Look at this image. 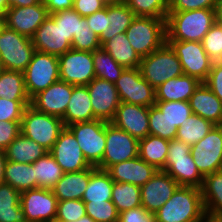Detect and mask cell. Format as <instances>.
Masks as SVG:
<instances>
[{"label": "cell", "instance_id": "6", "mask_svg": "<svg viewBox=\"0 0 222 222\" xmlns=\"http://www.w3.org/2000/svg\"><path fill=\"white\" fill-rule=\"evenodd\" d=\"M64 128L65 125L61 118L40 112L31 105L24 109L21 133L37 142L48 152Z\"/></svg>", "mask_w": 222, "mask_h": 222}, {"label": "cell", "instance_id": "50", "mask_svg": "<svg viewBox=\"0 0 222 222\" xmlns=\"http://www.w3.org/2000/svg\"><path fill=\"white\" fill-rule=\"evenodd\" d=\"M217 0H168V12L214 9Z\"/></svg>", "mask_w": 222, "mask_h": 222}, {"label": "cell", "instance_id": "47", "mask_svg": "<svg viewBox=\"0 0 222 222\" xmlns=\"http://www.w3.org/2000/svg\"><path fill=\"white\" fill-rule=\"evenodd\" d=\"M49 16L59 24L66 38L72 42L74 34H77L79 29V22L84 18L77 11L73 9H66L58 11Z\"/></svg>", "mask_w": 222, "mask_h": 222}, {"label": "cell", "instance_id": "3", "mask_svg": "<svg viewBox=\"0 0 222 222\" xmlns=\"http://www.w3.org/2000/svg\"><path fill=\"white\" fill-rule=\"evenodd\" d=\"M125 33L139 56H148L166 42V18L136 16Z\"/></svg>", "mask_w": 222, "mask_h": 222}, {"label": "cell", "instance_id": "49", "mask_svg": "<svg viewBox=\"0 0 222 222\" xmlns=\"http://www.w3.org/2000/svg\"><path fill=\"white\" fill-rule=\"evenodd\" d=\"M31 101H12L0 98V121H22L24 109Z\"/></svg>", "mask_w": 222, "mask_h": 222}, {"label": "cell", "instance_id": "60", "mask_svg": "<svg viewBox=\"0 0 222 222\" xmlns=\"http://www.w3.org/2000/svg\"><path fill=\"white\" fill-rule=\"evenodd\" d=\"M202 222H222V217H209L206 216Z\"/></svg>", "mask_w": 222, "mask_h": 222}, {"label": "cell", "instance_id": "39", "mask_svg": "<svg viewBox=\"0 0 222 222\" xmlns=\"http://www.w3.org/2000/svg\"><path fill=\"white\" fill-rule=\"evenodd\" d=\"M111 195L118 213L142 206L140 187L134 184L114 181Z\"/></svg>", "mask_w": 222, "mask_h": 222}, {"label": "cell", "instance_id": "62", "mask_svg": "<svg viewBox=\"0 0 222 222\" xmlns=\"http://www.w3.org/2000/svg\"><path fill=\"white\" fill-rule=\"evenodd\" d=\"M0 7L6 12L8 9V0H0Z\"/></svg>", "mask_w": 222, "mask_h": 222}, {"label": "cell", "instance_id": "63", "mask_svg": "<svg viewBox=\"0 0 222 222\" xmlns=\"http://www.w3.org/2000/svg\"><path fill=\"white\" fill-rule=\"evenodd\" d=\"M6 12L0 7V21H5Z\"/></svg>", "mask_w": 222, "mask_h": 222}, {"label": "cell", "instance_id": "26", "mask_svg": "<svg viewBox=\"0 0 222 222\" xmlns=\"http://www.w3.org/2000/svg\"><path fill=\"white\" fill-rule=\"evenodd\" d=\"M96 119L87 86H74L65 115L62 118L65 127L73 123L89 122Z\"/></svg>", "mask_w": 222, "mask_h": 222}, {"label": "cell", "instance_id": "27", "mask_svg": "<svg viewBox=\"0 0 222 222\" xmlns=\"http://www.w3.org/2000/svg\"><path fill=\"white\" fill-rule=\"evenodd\" d=\"M201 82L195 77L182 75L167 80L155 89L156 101H189Z\"/></svg>", "mask_w": 222, "mask_h": 222}, {"label": "cell", "instance_id": "7", "mask_svg": "<svg viewBox=\"0 0 222 222\" xmlns=\"http://www.w3.org/2000/svg\"><path fill=\"white\" fill-rule=\"evenodd\" d=\"M32 40L3 25L0 29V60L4 70L24 72L32 59Z\"/></svg>", "mask_w": 222, "mask_h": 222}, {"label": "cell", "instance_id": "13", "mask_svg": "<svg viewBox=\"0 0 222 222\" xmlns=\"http://www.w3.org/2000/svg\"><path fill=\"white\" fill-rule=\"evenodd\" d=\"M121 102L140 105H155V89L141 76L139 68H125L114 83Z\"/></svg>", "mask_w": 222, "mask_h": 222}, {"label": "cell", "instance_id": "45", "mask_svg": "<svg viewBox=\"0 0 222 222\" xmlns=\"http://www.w3.org/2000/svg\"><path fill=\"white\" fill-rule=\"evenodd\" d=\"M84 203L87 216L95 222H119V213L111 200Z\"/></svg>", "mask_w": 222, "mask_h": 222}, {"label": "cell", "instance_id": "9", "mask_svg": "<svg viewBox=\"0 0 222 222\" xmlns=\"http://www.w3.org/2000/svg\"><path fill=\"white\" fill-rule=\"evenodd\" d=\"M106 123L107 121L96 119L67 126L76 137L85 159L94 167L101 163L105 152Z\"/></svg>", "mask_w": 222, "mask_h": 222}, {"label": "cell", "instance_id": "38", "mask_svg": "<svg viewBox=\"0 0 222 222\" xmlns=\"http://www.w3.org/2000/svg\"><path fill=\"white\" fill-rule=\"evenodd\" d=\"M214 126L212 122L193 113L178 128L176 139L190 146L195 145L206 136Z\"/></svg>", "mask_w": 222, "mask_h": 222}, {"label": "cell", "instance_id": "54", "mask_svg": "<svg viewBox=\"0 0 222 222\" xmlns=\"http://www.w3.org/2000/svg\"><path fill=\"white\" fill-rule=\"evenodd\" d=\"M107 5L105 0H73V10L77 11L82 17L102 10Z\"/></svg>", "mask_w": 222, "mask_h": 222}, {"label": "cell", "instance_id": "43", "mask_svg": "<svg viewBox=\"0 0 222 222\" xmlns=\"http://www.w3.org/2000/svg\"><path fill=\"white\" fill-rule=\"evenodd\" d=\"M136 16L167 18L168 0H126Z\"/></svg>", "mask_w": 222, "mask_h": 222}, {"label": "cell", "instance_id": "35", "mask_svg": "<svg viewBox=\"0 0 222 222\" xmlns=\"http://www.w3.org/2000/svg\"><path fill=\"white\" fill-rule=\"evenodd\" d=\"M4 176V183L9 184L20 193L30 189H36L33 163H18L7 160Z\"/></svg>", "mask_w": 222, "mask_h": 222}, {"label": "cell", "instance_id": "51", "mask_svg": "<svg viewBox=\"0 0 222 222\" xmlns=\"http://www.w3.org/2000/svg\"><path fill=\"white\" fill-rule=\"evenodd\" d=\"M21 133V122L0 121V149L6 150L9 144Z\"/></svg>", "mask_w": 222, "mask_h": 222}, {"label": "cell", "instance_id": "17", "mask_svg": "<svg viewBox=\"0 0 222 222\" xmlns=\"http://www.w3.org/2000/svg\"><path fill=\"white\" fill-rule=\"evenodd\" d=\"M48 16L49 12L45 3L40 0L31 6L7 9L4 25L31 39Z\"/></svg>", "mask_w": 222, "mask_h": 222}, {"label": "cell", "instance_id": "30", "mask_svg": "<svg viewBox=\"0 0 222 222\" xmlns=\"http://www.w3.org/2000/svg\"><path fill=\"white\" fill-rule=\"evenodd\" d=\"M101 48L124 68H139L142 58L130 45L126 33L114 35Z\"/></svg>", "mask_w": 222, "mask_h": 222}, {"label": "cell", "instance_id": "65", "mask_svg": "<svg viewBox=\"0 0 222 222\" xmlns=\"http://www.w3.org/2000/svg\"><path fill=\"white\" fill-rule=\"evenodd\" d=\"M3 70H4V67H3L2 61L0 60V74Z\"/></svg>", "mask_w": 222, "mask_h": 222}, {"label": "cell", "instance_id": "36", "mask_svg": "<svg viewBox=\"0 0 222 222\" xmlns=\"http://www.w3.org/2000/svg\"><path fill=\"white\" fill-rule=\"evenodd\" d=\"M33 168L36 177V188L51 190L64 174L62 168L49 152L35 161Z\"/></svg>", "mask_w": 222, "mask_h": 222}, {"label": "cell", "instance_id": "25", "mask_svg": "<svg viewBox=\"0 0 222 222\" xmlns=\"http://www.w3.org/2000/svg\"><path fill=\"white\" fill-rule=\"evenodd\" d=\"M136 15L125 3H107L105 7V30L99 37L101 46L114 35L125 33Z\"/></svg>", "mask_w": 222, "mask_h": 222}, {"label": "cell", "instance_id": "10", "mask_svg": "<svg viewBox=\"0 0 222 222\" xmlns=\"http://www.w3.org/2000/svg\"><path fill=\"white\" fill-rule=\"evenodd\" d=\"M139 156V140L128 132L106 123V148L101 163L96 167L107 170L110 166Z\"/></svg>", "mask_w": 222, "mask_h": 222}, {"label": "cell", "instance_id": "57", "mask_svg": "<svg viewBox=\"0 0 222 222\" xmlns=\"http://www.w3.org/2000/svg\"><path fill=\"white\" fill-rule=\"evenodd\" d=\"M40 0H8V9L11 7H26L37 4Z\"/></svg>", "mask_w": 222, "mask_h": 222}, {"label": "cell", "instance_id": "53", "mask_svg": "<svg viewBox=\"0 0 222 222\" xmlns=\"http://www.w3.org/2000/svg\"><path fill=\"white\" fill-rule=\"evenodd\" d=\"M119 222H155V215L140 206L119 213Z\"/></svg>", "mask_w": 222, "mask_h": 222}, {"label": "cell", "instance_id": "31", "mask_svg": "<svg viewBox=\"0 0 222 222\" xmlns=\"http://www.w3.org/2000/svg\"><path fill=\"white\" fill-rule=\"evenodd\" d=\"M201 193L206 216L222 217V170L204 177Z\"/></svg>", "mask_w": 222, "mask_h": 222}, {"label": "cell", "instance_id": "18", "mask_svg": "<svg viewBox=\"0 0 222 222\" xmlns=\"http://www.w3.org/2000/svg\"><path fill=\"white\" fill-rule=\"evenodd\" d=\"M94 116L111 122L121 101L115 84L95 77L88 85Z\"/></svg>", "mask_w": 222, "mask_h": 222}, {"label": "cell", "instance_id": "48", "mask_svg": "<svg viewBox=\"0 0 222 222\" xmlns=\"http://www.w3.org/2000/svg\"><path fill=\"white\" fill-rule=\"evenodd\" d=\"M202 45L210 60L222 62V25L215 22L202 40Z\"/></svg>", "mask_w": 222, "mask_h": 222}, {"label": "cell", "instance_id": "33", "mask_svg": "<svg viewBox=\"0 0 222 222\" xmlns=\"http://www.w3.org/2000/svg\"><path fill=\"white\" fill-rule=\"evenodd\" d=\"M113 180L106 170L91 166V176L82 200L103 202L112 199Z\"/></svg>", "mask_w": 222, "mask_h": 222}, {"label": "cell", "instance_id": "58", "mask_svg": "<svg viewBox=\"0 0 222 222\" xmlns=\"http://www.w3.org/2000/svg\"><path fill=\"white\" fill-rule=\"evenodd\" d=\"M7 158L4 150L0 149V184L5 182V166H6Z\"/></svg>", "mask_w": 222, "mask_h": 222}, {"label": "cell", "instance_id": "15", "mask_svg": "<svg viewBox=\"0 0 222 222\" xmlns=\"http://www.w3.org/2000/svg\"><path fill=\"white\" fill-rule=\"evenodd\" d=\"M57 204L58 200L50 189H30L20 196L27 222H55Z\"/></svg>", "mask_w": 222, "mask_h": 222}, {"label": "cell", "instance_id": "55", "mask_svg": "<svg viewBox=\"0 0 222 222\" xmlns=\"http://www.w3.org/2000/svg\"><path fill=\"white\" fill-rule=\"evenodd\" d=\"M85 18L89 28L100 37L105 30V8Z\"/></svg>", "mask_w": 222, "mask_h": 222}, {"label": "cell", "instance_id": "61", "mask_svg": "<svg viewBox=\"0 0 222 222\" xmlns=\"http://www.w3.org/2000/svg\"><path fill=\"white\" fill-rule=\"evenodd\" d=\"M74 222H95L90 216L81 217L79 220Z\"/></svg>", "mask_w": 222, "mask_h": 222}, {"label": "cell", "instance_id": "44", "mask_svg": "<svg viewBox=\"0 0 222 222\" xmlns=\"http://www.w3.org/2000/svg\"><path fill=\"white\" fill-rule=\"evenodd\" d=\"M72 49L77 51L93 52L101 48L99 36L92 31L84 17L79 22L77 34H74L72 39Z\"/></svg>", "mask_w": 222, "mask_h": 222}, {"label": "cell", "instance_id": "41", "mask_svg": "<svg viewBox=\"0 0 222 222\" xmlns=\"http://www.w3.org/2000/svg\"><path fill=\"white\" fill-rule=\"evenodd\" d=\"M149 134L167 140L177 136L178 128L173 125L164 114L154 105L149 107Z\"/></svg>", "mask_w": 222, "mask_h": 222}, {"label": "cell", "instance_id": "5", "mask_svg": "<svg viewBox=\"0 0 222 222\" xmlns=\"http://www.w3.org/2000/svg\"><path fill=\"white\" fill-rule=\"evenodd\" d=\"M163 171L180 186L201 188L203 185L204 177L200 174L191 155V146L176 138L169 141L167 160Z\"/></svg>", "mask_w": 222, "mask_h": 222}, {"label": "cell", "instance_id": "1", "mask_svg": "<svg viewBox=\"0 0 222 222\" xmlns=\"http://www.w3.org/2000/svg\"><path fill=\"white\" fill-rule=\"evenodd\" d=\"M154 215L155 222H202L206 213L201 188L179 186Z\"/></svg>", "mask_w": 222, "mask_h": 222}, {"label": "cell", "instance_id": "66", "mask_svg": "<svg viewBox=\"0 0 222 222\" xmlns=\"http://www.w3.org/2000/svg\"><path fill=\"white\" fill-rule=\"evenodd\" d=\"M5 21H0V29L2 28V26L4 25Z\"/></svg>", "mask_w": 222, "mask_h": 222}, {"label": "cell", "instance_id": "46", "mask_svg": "<svg viewBox=\"0 0 222 222\" xmlns=\"http://www.w3.org/2000/svg\"><path fill=\"white\" fill-rule=\"evenodd\" d=\"M86 215L85 203L82 199L58 201L55 222H74Z\"/></svg>", "mask_w": 222, "mask_h": 222}, {"label": "cell", "instance_id": "32", "mask_svg": "<svg viewBox=\"0 0 222 222\" xmlns=\"http://www.w3.org/2000/svg\"><path fill=\"white\" fill-rule=\"evenodd\" d=\"M169 140L148 134L139 140V157L154 166L157 170H164L167 160Z\"/></svg>", "mask_w": 222, "mask_h": 222}, {"label": "cell", "instance_id": "29", "mask_svg": "<svg viewBox=\"0 0 222 222\" xmlns=\"http://www.w3.org/2000/svg\"><path fill=\"white\" fill-rule=\"evenodd\" d=\"M48 151L37 142L20 133L6 148V158L11 162L32 164Z\"/></svg>", "mask_w": 222, "mask_h": 222}, {"label": "cell", "instance_id": "8", "mask_svg": "<svg viewBox=\"0 0 222 222\" xmlns=\"http://www.w3.org/2000/svg\"><path fill=\"white\" fill-rule=\"evenodd\" d=\"M24 81L30 99L60 80L58 56L35 50L26 67Z\"/></svg>", "mask_w": 222, "mask_h": 222}, {"label": "cell", "instance_id": "40", "mask_svg": "<svg viewBox=\"0 0 222 222\" xmlns=\"http://www.w3.org/2000/svg\"><path fill=\"white\" fill-rule=\"evenodd\" d=\"M95 76L100 79L115 83L125 69L102 48L92 52Z\"/></svg>", "mask_w": 222, "mask_h": 222}, {"label": "cell", "instance_id": "42", "mask_svg": "<svg viewBox=\"0 0 222 222\" xmlns=\"http://www.w3.org/2000/svg\"><path fill=\"white\" fill-rule=\"evenodd\" d=\"M155 106L177 128L193 114L189 101H156Z\"/></svg>", "mask_w": 222, "mask_h": 222}, {"label": "cell", "instance_id": "37", "mask_svg": "<svg viewBox=\"0 0 222 222\" xmlns=\"http://www.w3.org/2000/svg\"><path fill=\"white\" fill-rule=\"evenodd\" d=\"M0 98L12 101H31L24 81V73L3 70L0 74Z\"/></svg>", "mask_w": 222, "mask_h": 222}, {"label": "cell", "instance_id": "11", "mask_svg": "<svg viewBox=\"0 0 222 222\" xmlns=\"http://www.w3.org/2000/svg\"><path fill=\"white\" fill-rule=\"evenodd\" d=\"M182 65L184 75L205 82L211 70L212 61L203 48L202 42L166 40Z\"/></svg>", "mask_w": 222, "mask_h": 222}, {"label": "cell", "instance_id": "14", "mask_svg": "<svg viewBox=\"0 0 222 222\" xmlns=\"http://www.w3.org/2000/svg\"><path fill=\"white\" fill-rule=\"evenodd\" d=\"M61 81L74 86H87L96 76L92 52L70 49L58 56Z\"/></svg>", "mask_w": 222, "mask_h": 222}, {"label": "cell", "instance_id": "59", "mask_svg": "<svg viewBox=\"0 0 222 222\" xmlns=\"http://www.w3.org/2000/svg\"><path fill=\"white\" fill-rule=\"evenodd\" d=\"M214 11L216 23L222 25V0H217Z\"/></svg>", "mask_w": 222, "mask_h": 222}, {"label": "cell", "instance_id": "21", "mask_svg": "<svg viewBox=\"0 0 222 222\" xmlns=\"http://www.w3.org/2000/svg\"><path fill=\"white\" fill-rule=\"evenodd\" d=\"M149 107L121 102L111 123L137 140L149 134Z\"/></svg>", "mask_w": 222, "mask_h": 222}, {"label": "cell", "instance_id": "28", "mask_svg": "<svg viewBox=\"0 0 222 222\" xmlns=\"http://www.w3.org/2000/svg\"><path fill=\"white\" fill-rule=\"evenodd\" d=\"M91 176V167L77 172L64 173L51 189L58 201L82 199Z\"/></svg>", "mask_w": 222, "mask_h": 222}, {"label": "cell", "instance_id": "52", "mask_svg": "<svg viewBox=\"0 0 222 222\" xmlns=\"http://www.w3.org/2000/svg\"><path fill=\"white\" fill-rule=\"evenodd\" d=\"M204 83L222 101V62L212 63L208 78Z\"/></svg>", "mask_w": 222, "mask_h": 222}, {"label": "cell", "instance_id": "24", "mask_svg": "<svg viewBox=\"0 0 222 222\" xmlns=\"http://www.w3.org/2000/svg\"><path fill=\"white\" fill-rule=\"evenodd\" d=\"M191 110L214 125H222V101L201 82L189 99Z\"/></svg>", "mask_w": 222, "mask_h": 222}, {"label": "cell", "instance_id": "56", "mask_svg": "<svg viewBox=\"0 0 222 222\" xmlns=\"http://www.w3.org/2000/svg\"><path fill=\"white\" fill-rule=\"evenodd\" d=\"M43 2L49 14L73 8V0H43Z\"/></svg>", "mask_w": 222, "mask_h": 222}, {"label": "cell", "instance_id": "2", "mask_svg": "<svg viewBox=\"0 0 222 222\" xmlns=\"http://www.w3.org/2000/svg\"><path fill=\"white\" fill-rule=\"evenodd\" d=\"M215 22L214 9L168 12L166 40L202 42Z\"/></svg>", "mask_w": 222, "mask_h": 222}, {"label": "cell", "instance_id": "64", "mask_svg": "<svg viewBox=\"0 0 222 222\" xmlns=\"http://www.w3.org/2000/svg\"><path fill=\"white\" fill-rule=\"evenodd\" d=\"M107 3H122L126 2V0H105Z\"/></svg>", "mask_w": 222, "mask_h": 222}, {"label": "cell", "instance_id": "22", "mask_svg": "<svg viewBox=\"0 0 222 222\" xmlns=\"http://www.w3.org/2000/svg\"><path fill=\"white\" fill-rule=\"evenodd\" d=\"M31 40L35 50L55 56L63 55L72 49V44L60 25L50 16L39 26Z\"/></svg>", "mask_w": 222, "mask_h": 222}, {"label": "cell", "instance_id": "4", "mask_svg": "<svg viewBox=\"0 0 222 222\" xmlns=\"http://www.w3.org/2000/svg\"><path fill=\"white\" fill-rule=\"evenodd\" d=\"M139 70L154 89L167 80L184 74L179 58L167 42L148 56L142 57Z\"/></svg>", "mask_w": 222, "mask_h": 222}, {"label": "cell", "instance_id": "16", "mask_svg": "<svg viewBox=\"0 0 222 222\" xmlns=\"http://www.w3.org/2000/svg\"><path fill=\"white\" fill-rule=\"evenodd\" d=\"M49 153L64 173L77 172L91 167L85 159L76 137L68 127L62 130Z\"/></svg>", "mask_w": 222, "mask_h": 222}, {"label": "cell", "instance_id": "19", "mask_svg": "<svg viewBox=\"0 0 222 222\" xmlns=\"http://www.w3.org/2000/svg\"><path fill=\"white\" fill-rule=\"evenodd\" d=\"M179 186L165 171L158 170L146 184L140 187L142 207L147 212L154 214L173 195Z\"/></svg>", "mask_w": 222, "mask_h": 222}, {"label": "cell", "instance_id": "20", "mask_svg": "<svg viewBox=\"0 0 222 222\" xmlns=\"http://www.w3.org/2000/svg\"><path fill=\"white\" fill-rule=\"evenodd\" d=\"M73 88L74 85L59 80L36 94L30 105L40 112L62 119Z\"/></svg>", "mask_w": 222, "mask_h": 222}, {"label": "cell", "instance_id": "34", "mask_svg": "<svg viewBox=\"0 0 222 222\" xmlns=\"http://www.w3.org/2000/svg\"><path fill=\"white\" fill-rule=\"evenodd\" d=\"M20 196L21 193L9 184H0V222H27Z\"/></svg>", "mask_w": 222, "mask_h": 222}, {"label": "cell", "instance_id": "12", "mask_svg": "<svg viewBox=\"0 0 222 222\" xmlns=\"http://www.w3.org/2000/svg\"><path fill=\"white\" fill-rule=\"evenodd\" d=\"M191 155L203 177L222 170V125H215L206 136L192 145Z\"/></svg>", "mask_w": 222, "mask_h": 222}, {"label": "cell", "instance_id": "23", "mask_svg": "<svg viewBox=\"0 0 222 222\" xmlns=\"http://www.w3.org/2000/svg\"><path fill=\"white\" fill-rule=\"evenodd\" d=\"M115 182H124L142 187L158 171L154 166L136 158L116 163L106 170Z\"/></svg>", "mask_w": 222, "mask_h": 222}]
</instances>
